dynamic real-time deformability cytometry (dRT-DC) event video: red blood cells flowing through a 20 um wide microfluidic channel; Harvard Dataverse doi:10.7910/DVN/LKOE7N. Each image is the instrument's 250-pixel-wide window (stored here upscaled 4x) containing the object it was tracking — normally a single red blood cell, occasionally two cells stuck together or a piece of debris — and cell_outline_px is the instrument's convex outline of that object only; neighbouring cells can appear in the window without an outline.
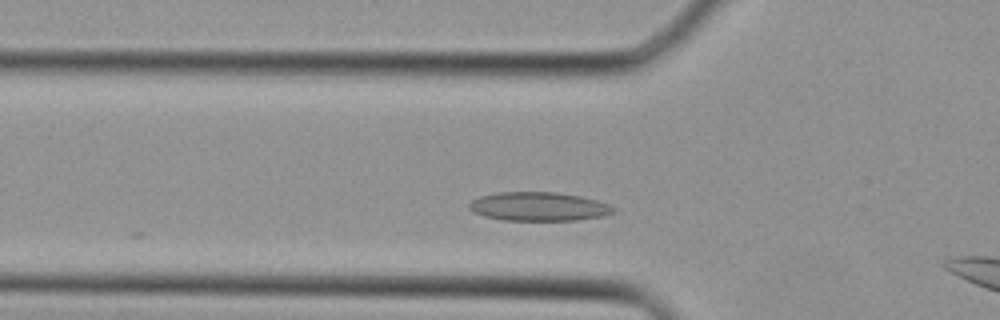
{"species": "Egyptian fruit bat (a non-hibernating species)", "species_latin": "Rousettus aegyptiacus", "temperature_condition": "cold", "stored_images_in_passage": 7, "camera_frame_rate_fps": 3000, "um_per_image_px": 0.085, "animal": {"sex": "female"}, "frame": {"image": 1, "passage_image": 5, "time_ms": 1.333, "image_size_px": [1000, 320], "cell_outline_px": [[620, 208], [616, 212], [600, 216], [576, 220], [504, 220], [484, 216], [472, 212], [468, 208], [468, 204], [472, 200], [480, 196], [500, 192], [556, 192], [580, 196], [612, 204]], "centroid_in_image_um": [45.83, 17.55], "position_along_channel_um": 80.0, "area_um2": 24.39}}